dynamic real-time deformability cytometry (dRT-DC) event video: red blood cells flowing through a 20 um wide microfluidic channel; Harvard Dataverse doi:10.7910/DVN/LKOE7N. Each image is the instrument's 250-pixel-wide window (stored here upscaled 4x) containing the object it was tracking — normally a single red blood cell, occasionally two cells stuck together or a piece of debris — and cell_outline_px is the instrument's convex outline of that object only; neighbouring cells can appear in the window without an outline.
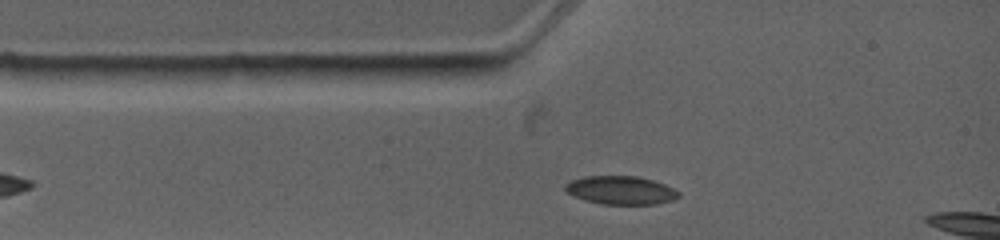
{"species": "common noctule bat (a hibernating species)", "species_latin": "Nyctalus noctula", "temperature_condition": "warm", "stored_images_in_passage": 2, "camera_frame_rate_fps": 4500, "um_per_image_px": 0.085, "animal": {"sex": "female", "body_mass_g": 19.0, "forearm_length_mm": 53.3}, "frame": {"image": 1, "passage_image": 1, "time_ms": 0.0, "image_size_px": [1000, 240], "cell_outline_px": [[680, 196], [672, 200], [656, 204], [600, 204], [584, 200], [568, 192], [564, 188], [564, 184], [572, 180], [584, 176], [636, 176], [652, 180], [664, 184], [680, 192]], "centroid_in_image_um": [52.76, 16.17], "position_along_channel_um": 32.2, "area_um2": 18.67}}